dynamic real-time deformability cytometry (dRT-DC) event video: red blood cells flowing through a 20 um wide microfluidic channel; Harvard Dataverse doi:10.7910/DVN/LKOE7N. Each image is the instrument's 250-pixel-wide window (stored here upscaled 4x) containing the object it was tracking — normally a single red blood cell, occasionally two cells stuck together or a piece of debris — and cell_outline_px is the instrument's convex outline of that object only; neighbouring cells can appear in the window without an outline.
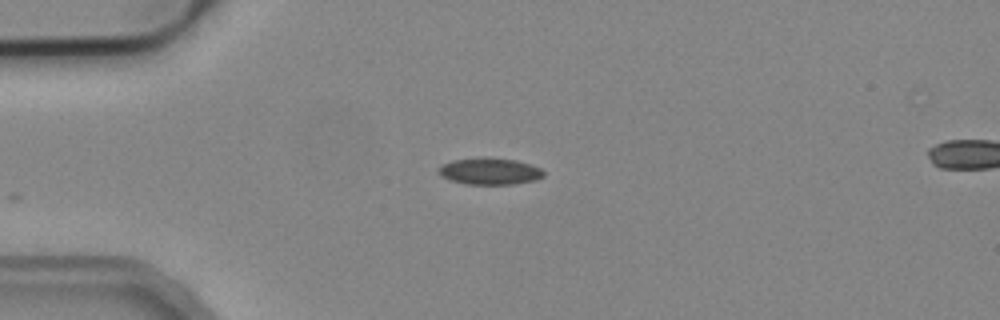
{"species": "common noctule bat (a hibernating species)", "species_latin": "Nyctalus noctula", "temperature_condition": "cold", "stored_images_in_passage": 12, "camera_frame_rate_fps": 3000, "um_per_image_px": 0.085, "animal": {"sex": "male", "body_mass_g": 19.2, "forearm_length_mm": 51.8}, "frame": {"image": 1, "passage_image": 1, "time_ms": 0.0, "image_size_px": [1000, 320], "cell_outline_px": [[544, 176], [536, 180], [512, 184], [464, 184], [440, 176], [436, 172], [440, 164], [452, 160], [484, 156], [516, 160], [540, 168], [544, 172]], "centroid_in_image_um": [41.57, 14.54], "position_along_channel_um": 43.4, "area_um2": 16.59}}